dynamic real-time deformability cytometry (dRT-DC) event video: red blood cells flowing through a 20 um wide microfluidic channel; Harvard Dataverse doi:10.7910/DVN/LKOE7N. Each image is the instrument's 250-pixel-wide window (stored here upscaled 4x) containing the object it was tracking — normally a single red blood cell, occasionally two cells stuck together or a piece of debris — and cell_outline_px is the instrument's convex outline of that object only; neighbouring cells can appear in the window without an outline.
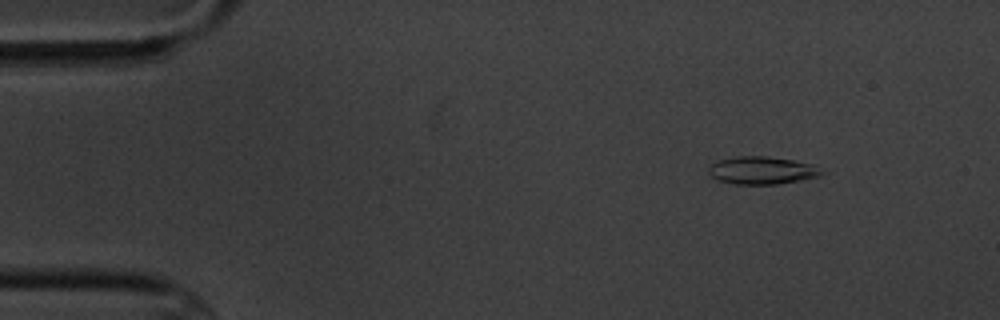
{"species": "common noctule bat (a hibernating species)", "species_latin": "Nyctalus noctula", "temperature_condition": "cold", "stored_images_in_passage": 4, "camera_frame_rate_fps": 3000, "um_per_image_px": 0.085, "animal": {"sex": "male", "body_mass_g": 20.1, "forearm_length_mm": 53.5}, "frame": {"image": 1, "passage_image": 2, "time_ms": 1.0, "image_size_px": [1000, 320], "cell_outline_px": [[824, 172], [820, 176], [800, 180], [776, 184], [732, 184], [720, 180], [712, 176], [708, 172], [708, 168], [712, 164], [720, 160], [736, 156], [768, 156], [792, 160], [812, 164]], "centroid_in_image_um": [64.76, 14.48], "position_along_channel_um": 20.2, "area_um2": 18.03}}